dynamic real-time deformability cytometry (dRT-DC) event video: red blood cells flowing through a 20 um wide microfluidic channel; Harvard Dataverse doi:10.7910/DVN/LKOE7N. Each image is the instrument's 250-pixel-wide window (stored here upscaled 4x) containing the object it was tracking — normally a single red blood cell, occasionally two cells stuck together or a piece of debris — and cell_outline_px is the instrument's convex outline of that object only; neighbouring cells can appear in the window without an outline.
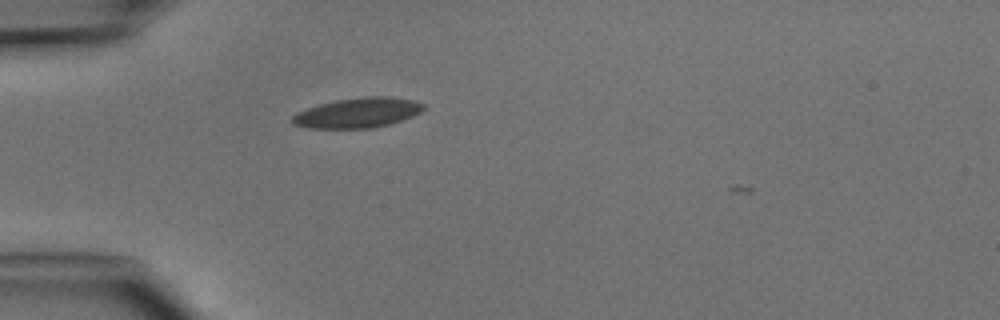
{"species": "common noctule bat (a hibernating species)", "species_latin": "Nyctalus noctula", "temperature_condition": "cold", "stored_images_in_passage": 1, "camera_frame_rate_fps": 3000, "um_per_image_px": 0.085, "animal": {"sex": "male", "body_mass_g": 15.6}, "frame": {"image": 1, "passage_image": 1, "time_ms": 0.0, "image_size_px": [1000, 320], "cell_outline_px": [[424, 108], [420, 112], [412, 116], [388, 124], [372, 128], [308, 128], [292, 124], [288, 120], [296, 112], [320, 104], [336, 100], [364, 96], [392, 96], [412, 100], [424, 104]], "centroid_in_image_um": [30.36, 9.58], "position_along_channel_um": 54.6, "area_um2": 22.95}}